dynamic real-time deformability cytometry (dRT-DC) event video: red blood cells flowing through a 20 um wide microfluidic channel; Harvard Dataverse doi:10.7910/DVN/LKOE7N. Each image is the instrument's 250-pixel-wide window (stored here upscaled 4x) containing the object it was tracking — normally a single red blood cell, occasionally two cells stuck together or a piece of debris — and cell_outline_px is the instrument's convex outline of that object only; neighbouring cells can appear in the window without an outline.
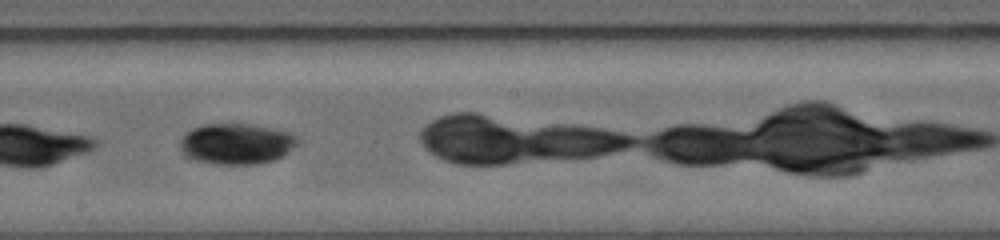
{"species": "common noctule bat (a hibernating species)", "species_latin": "Nyctalus noctula", "temperature_condition": "warm", "stored_images_in_passage": 12, "camera_frame_rate_fps": 5000, "um_per_image_px": 0.085, "animal": {"sex": "female", "body_mass_g": 19.0, "forearm_length_mm": 56.7}, "frame": {"image": 1, "passage_image": 6, "time_ms": 3.6, "image_size_px": [1000, 240], "cell_outline_px": [[300, 140], [288, 152], [272, 160], [256, 164], [216, 164], [188, 160], [184, 156], [180, 148], [180, 140], [192, 128], [204, 124], [248, 124], [288, 132], [296, 136]], "centroid_in_image_um": [20.03, 12.24], "position_along_channel_um": 228.2, "area_um2": 27.86}}